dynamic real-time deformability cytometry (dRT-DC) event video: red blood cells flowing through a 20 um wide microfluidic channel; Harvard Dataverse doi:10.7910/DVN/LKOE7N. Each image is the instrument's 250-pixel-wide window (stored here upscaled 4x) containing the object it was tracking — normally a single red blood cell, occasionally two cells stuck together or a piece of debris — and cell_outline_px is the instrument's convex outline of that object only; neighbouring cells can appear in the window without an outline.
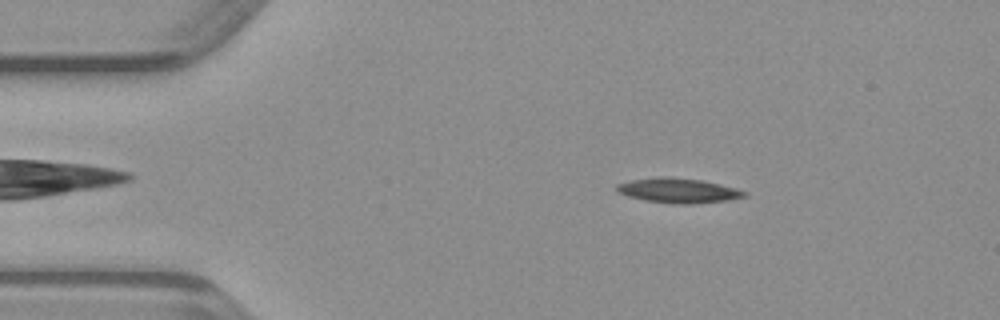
{"species": "common noctule bat (a hibernating species)", "species_latin": "Nyctalus noctula", "temperature_condition": "warm", "stored_images_in_passage": 47, "camera_frame_rate_fps": 3000, "um_per_image_px": 0.085, "animal": {"sex": "male", "body_mass_g": 23.1, "forearm_length_mm": 52.7}, "frame": {"image": 1, "passage_image": 7, "time_ms": 2.0, "image_size_px": [1000, 320], "cell_outline_px": [[748, 196], [728, 200], [696, 204], [676, 204], [644, 200], [628, 196], [620, 192], [616, 188], [616, 184], [632, 180], [664, 176], [700, 180], [720, 184], [736, 188], [748, 192]], "centroid_in_image_um": [57.7, 16.2], "position_along_channel_um": 27.3, "area_um2": 18.32}}
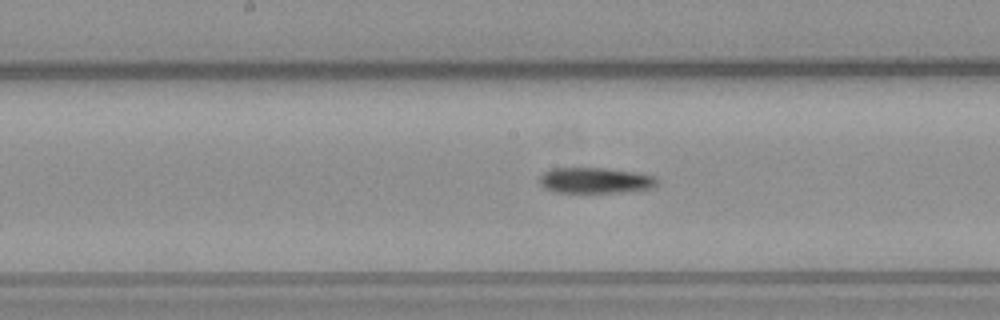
{"frame": {"image": 2, "passage_image": 23, "time_ms": 7.333, "image_size_px": [1000, 320], "cell_outline_px": [[660, 180], [656, 188], [628, 192], [552, 192], [544, 188], [540, 184], [540, 176], [544, 172], [552, 168], [604, 168], [636, 172], [656, 176]], "centroid_in_image_um": [50.67, 15.34], "position_along_channel_um": 197.5, "area_um2": 17.98}}
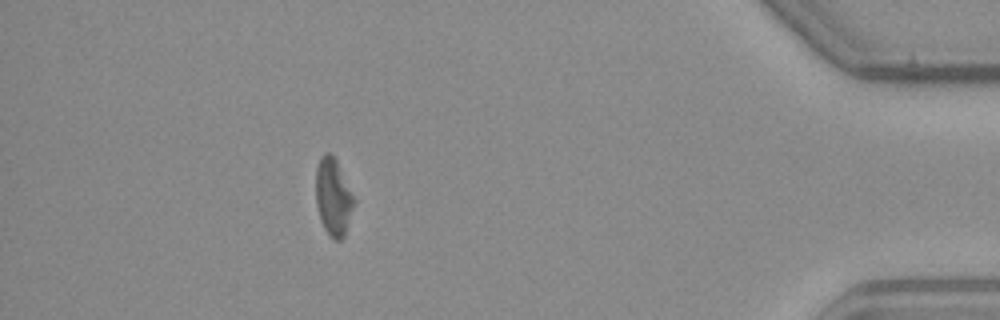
{"frame": {"image": 3, "passage_image": 42, "time_ms": 13.667, "image_size_px": [1000, 320], "cell_outline_px": [[356, 200], [344, 236], [340, 240], [336, 240], [324, 228], [320, 220], [316, 204], [316, 164], [320, 156], [324, 152], [332, 152]], "centroid_in_image_um": [28.32, 16.69], "position_along_channel_um": 406.9, "area_um2": 17.22}}